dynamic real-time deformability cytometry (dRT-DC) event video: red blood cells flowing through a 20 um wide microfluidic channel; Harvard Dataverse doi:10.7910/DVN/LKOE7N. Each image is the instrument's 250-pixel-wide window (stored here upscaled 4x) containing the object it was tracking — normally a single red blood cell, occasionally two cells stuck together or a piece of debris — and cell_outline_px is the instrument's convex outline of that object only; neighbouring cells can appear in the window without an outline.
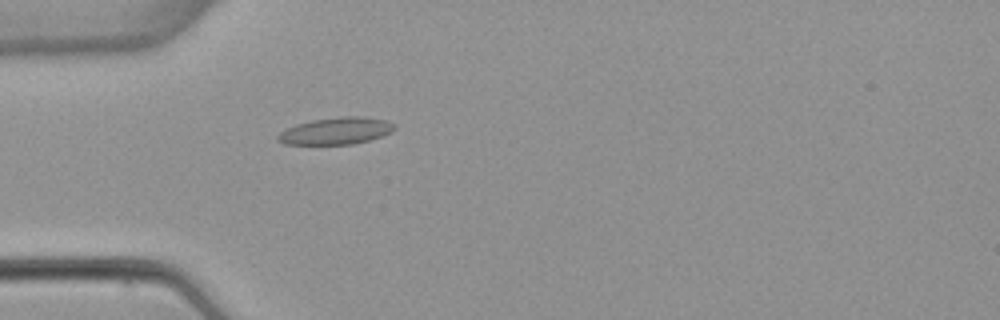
{"species": "common noctule bat (a hibernating species)", "species_latin": "Nyctalus noctula", "temperature_condition": "warm", "stored_images_in_passage": 1, "camera_frame_rate_fps": 3000, "um_per_image_px": 0.085, "animal": {"sex": "female", "body_mass_g": 22.7, "forearm_length_mm": 54.2}, "frame": {"image": 1, "passage_image": 1, "time_ms": 0.0, "image_size_px": [1000, 320], "cell_outline_px": [[396, 128], [392, 132], [368, 140], [352, 144], [284, 144], [276, 140], [276, 136], [280, 132], [296, 124], [312, 120], [340, 116], [360, 116], [384, 120], [396, 124]], "centroid_in_image_um": [28.55, 11.12], "position_along_channel_um": 56.5, "area_um2": 18.26}}